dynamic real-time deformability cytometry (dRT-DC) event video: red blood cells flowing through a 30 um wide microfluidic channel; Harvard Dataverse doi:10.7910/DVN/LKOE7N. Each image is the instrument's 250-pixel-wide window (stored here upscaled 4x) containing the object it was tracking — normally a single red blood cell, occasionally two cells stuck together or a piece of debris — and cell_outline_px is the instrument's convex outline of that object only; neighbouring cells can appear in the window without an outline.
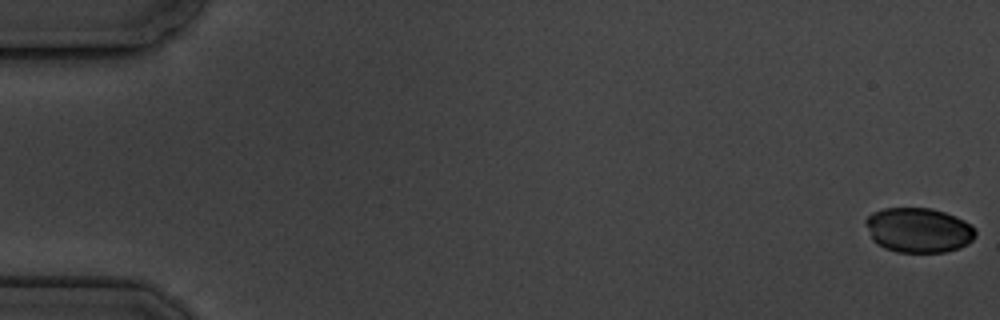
{"species": "common noctule bat (a hibernating species)", "species_latin": "Nyctalus noctula", "temperature_condition": "cold", "stored_images_in_passage": 6, "camera_frame_rate_fps": 3000, "um_per_image_px": 0.085, "animal": {"sex": "male", "body_mass_g": 19.5, "forearm_length_mm": 54.6}, "frame": {"image": 1, "passage_image": 1, "time_ms": 0.0, "image_size_px": [1000, 320], "cell_outline_px": [[976, 236], [968, 244], [960, 248], [944, 252], [896, 252], [884, 248], [876, 244], [872, 240], [864, 224], [864, 220], [872, 212], [884, 208], [932, 208], [956, 216], [972, 224], [976, 228]], "centroid_in_image_um": [78.07, 19.56], "position_along_channel_um": 6.9, "area_um2": 29.13}}
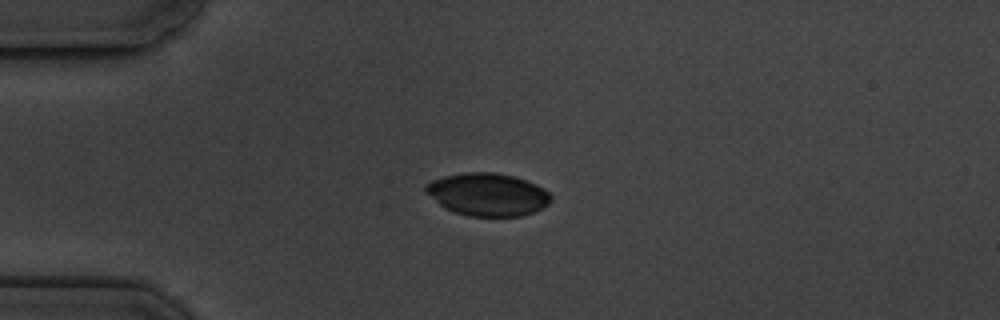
{"frame": {"image": 2, "passage_image": 5, "time_ms": 4.667, "image_size_px": [1000, 320], "cell_outline_px": [[552, 200], [544, 208], [520, 216], [468, 216], [444, 208], [424, 192], [424, 184], [432, 180], [444, 176], [464, 172], [496, 172], [516, 176], [536, 184], [544, 188], [552, 196]], "centroid_in_image_um": [41.44, 16.51], "position_along_channel_um": 43.6, "area_um2": 31.5}}